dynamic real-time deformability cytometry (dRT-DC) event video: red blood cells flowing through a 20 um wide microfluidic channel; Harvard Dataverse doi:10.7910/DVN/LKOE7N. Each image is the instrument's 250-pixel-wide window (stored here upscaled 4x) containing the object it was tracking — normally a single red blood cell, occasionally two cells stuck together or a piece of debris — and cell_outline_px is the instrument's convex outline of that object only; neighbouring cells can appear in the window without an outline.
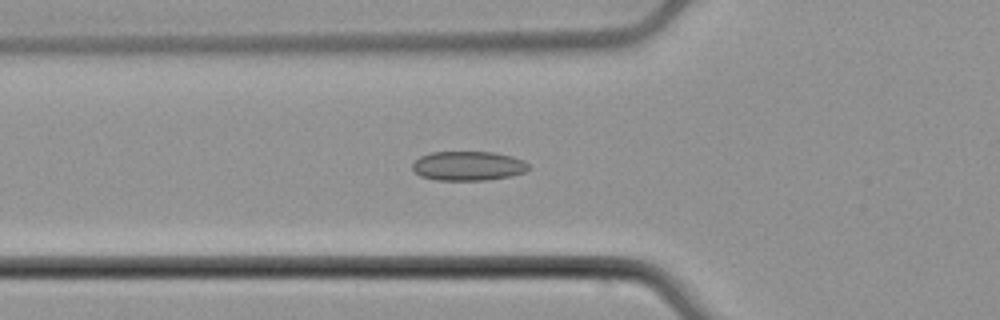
{"species": "common noctule bat (a hibernating species)", "species_latin": "Nyctalus noctula", "temperature_condition": "cold", "stored_images_in_passage": 55, "camera_frame_rate_fps": 3000, "um_per_image_px": 0.085, "animal": {"sex": "male", "body_mass_g": 21.5, "forearm_length_mm": 52.0}, "frame": {"image": 1, "passage_image": 20, "time_ms": 6.333, "image_size_px": [1000, 320], "cell_outline_px": [[528, 168], [524, 172], [512, 176], [484, 180], [436, 180], [420, 176], [412, 168], [412, 164], [420, 156], [432, 152], [492, 152], [512, 156], [524, 160], [528, 164]], "centroid_in_image_um": [39.79, 14.1], "position_along_channel_um": 86.0, "area_um2": 19.83}}
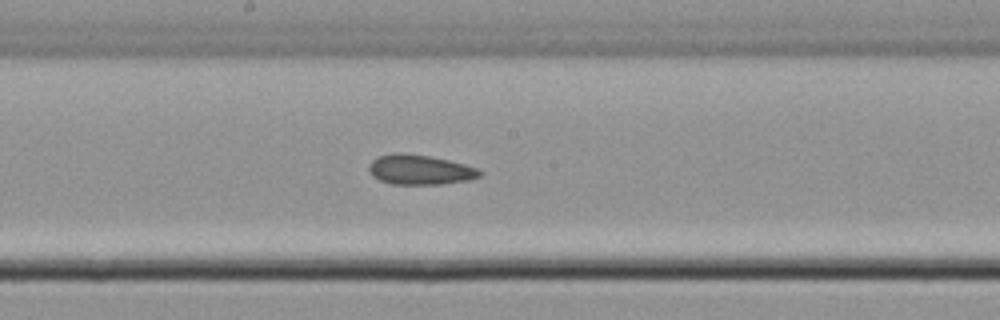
{"frame": {"image": 2, "passage_image": 30, "time_ms": 9.667, "image_size_px": [1000, 320], "cell_outline_px": [[484, 172], [480, 176], [468, 180], [440, 184], [392, 184], [380, 180], [372, 176], [368, 168], [368, 164], [376, 156], [392, 152], [404, 152], [428, 156], [448, 160], [464, 164], [476, 168]], "centroid_in_image_um": [35.64, 14.41], "position_along_channel_um": 212.6, "area_um2": 19.42}}
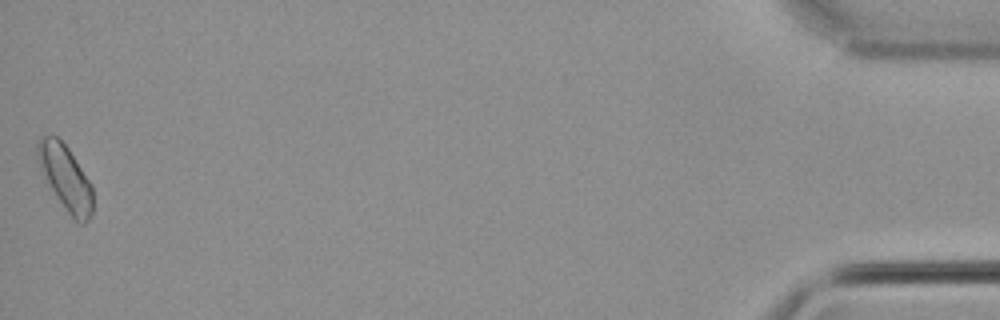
{"frame": {"image": 3, "passage_image": 55, "time_ms": 18.0, "image_size_px": [1000, 320], "cell_outline_px": [[92, 212], [88, 220], [84, 224], [80, 224], [68, 212], [56, 196], [36, 160], [36, 144], [40, 136], [56, 136], [68, 148], [92, 184]], "centroid_in_image_um": [5.56, 15.07], "position_along_channel_um": 429.6, "area_um2": 20.58}, "authors_computed_cell_mechanics": {"area_um2": 19.5364, "velocity_mm_per_s": 3.7894, "shape_relaxation_time_tau1_ms": 10.3383, "shape_relaxation_time_tau2_ms": 3.8986, "deformation_change_tau1": 0.0718, "deformation_change_tau2": 0.1025}}